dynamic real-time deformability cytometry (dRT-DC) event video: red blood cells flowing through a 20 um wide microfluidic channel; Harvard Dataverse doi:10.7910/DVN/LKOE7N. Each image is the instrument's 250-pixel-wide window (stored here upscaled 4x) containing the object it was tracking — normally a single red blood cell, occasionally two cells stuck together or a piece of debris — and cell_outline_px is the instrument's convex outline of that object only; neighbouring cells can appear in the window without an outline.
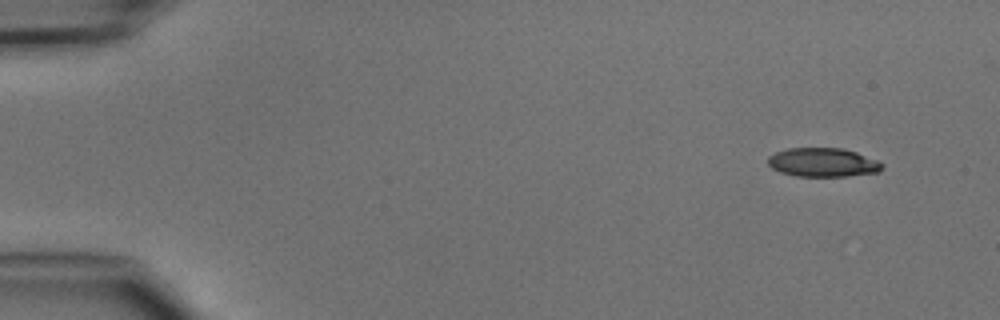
{"species": "common noctule bat (a hibernating species)", "species_latin": "Nyctalus noctula", "temperature_condition": "cold", "stored_images_in_passage": 4, "camera_frame_rate_fps": 3000, "um_per_image_px": 0.085, "animal": {"sex": "male", "body_mass_g": 15.6}, "frame": {"image": 1, "passage_image": 1, "time_ms": 0.0, "image_size_px": [1000, 320], "cell_outline_px": [[884, 168], [880, 172], [848, 176], [796, 176], [780, 172], [772, 168], [768, 164], [768, 156], [776, 152], [788, 148], [844, 148], [856, 152], [876, 160], [884, 164]], "centroid_in_image_um": [69.96, 13.8], "position_along_channel_um": 15.0, "area_um2": 19.31}}